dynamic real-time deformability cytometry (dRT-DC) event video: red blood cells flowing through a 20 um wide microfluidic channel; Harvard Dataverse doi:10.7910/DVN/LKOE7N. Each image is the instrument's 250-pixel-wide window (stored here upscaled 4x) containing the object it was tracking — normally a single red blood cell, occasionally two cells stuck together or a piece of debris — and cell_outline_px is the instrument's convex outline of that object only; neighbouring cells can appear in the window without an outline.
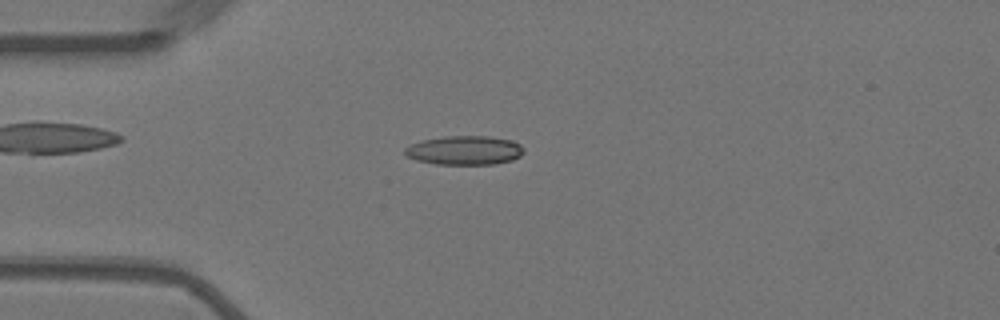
{"species": "Egyptian fruit bat (a non-hibernating species)", "species_latin": "Rousettus aegyptiacus", "temperature_condition": "warm", "stored_images_in_passage": 48, "camera_frame_rate_fps": 3000, "um_per_image_px": 0.085, "animal": {"sex": "female"}, "frame": {"image": 1, "passage_image": 6, "time_ms": 1.667, "image_size_px": [1000, 320], "cell_outline_px": [[524, 152], [520, 156], [512, 160], [496, 164], [436, 164], [416, 160], [408, 156], [404, 152], [404, 148], [420, 140], [444, 136], [488, 136], [512, 140], [520, 144], [524, 148]], "centroid_in_image_um": [39.5, 12.77], "position_along_channel_um": 45.5, "area_um2": 20.23}}
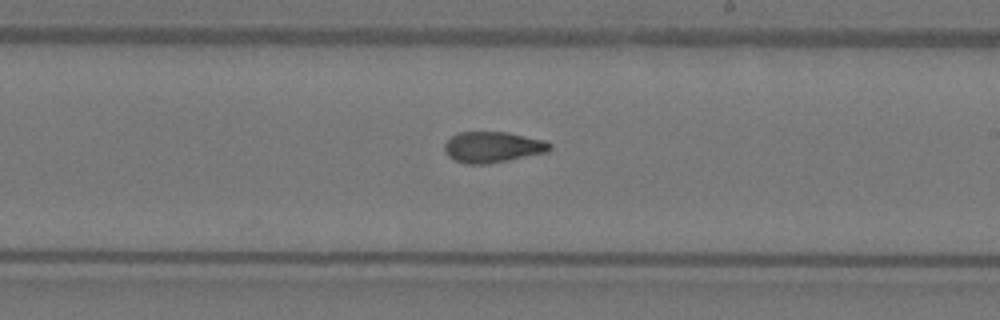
{"frame": {"image": 2, "passage_image": 24, "time_ms": 7.667, "image_size_px": [1000, 320], "cell_outline_px": [[552, 148], [548, 152], [488, 164], [464, 164], [448, 156], [444, 152], [444, 144], [452, 136], [460, 132], [508, 132], [544, 140], [552, 144]], "centroid_in_image_um": [41.89, 12.5], "position_along_channel_um": 247.1, "area_um2": 19.02}}
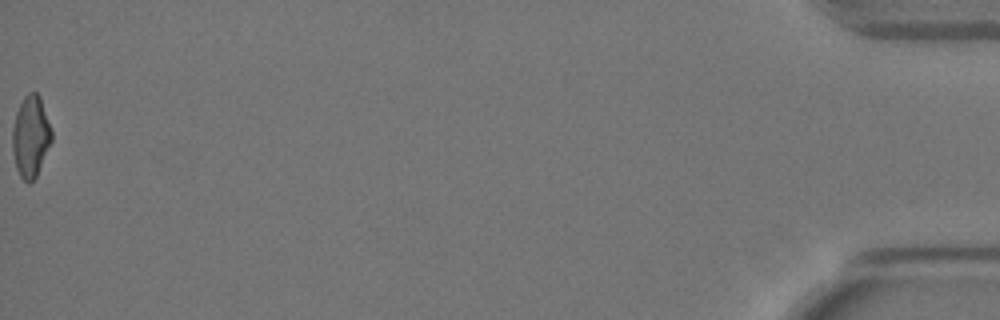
{"frame": {"image": 3, "passage_image": 48, "time_ms": 15.667, "image_size_px": [1000, 320], "cell_outline_px": [[52, 140], [36, 176], [28, 184], [20, 176], [16, 168], [12, 152], [12, 128], [16, 112], [24, 96], [28, 92], [36, 92], [40, 96], [52, 132]], "centroid_in_image_um": [2.59, 11.59], "position_along_channel_um": 432.6, "area_um2": 18.55}, "authors_computed_cell_mechanics": {"area_um2": 18.9584, "velocity_mm_per_s": 3.6176, "shape_relaxation_time_tau1_ms": 8.2272, "shape_relaxation_time_tau2_ms": 2.6024, "deformation_change_tau1": 0.2186, "deformation_change_tau2": 0.0941}}